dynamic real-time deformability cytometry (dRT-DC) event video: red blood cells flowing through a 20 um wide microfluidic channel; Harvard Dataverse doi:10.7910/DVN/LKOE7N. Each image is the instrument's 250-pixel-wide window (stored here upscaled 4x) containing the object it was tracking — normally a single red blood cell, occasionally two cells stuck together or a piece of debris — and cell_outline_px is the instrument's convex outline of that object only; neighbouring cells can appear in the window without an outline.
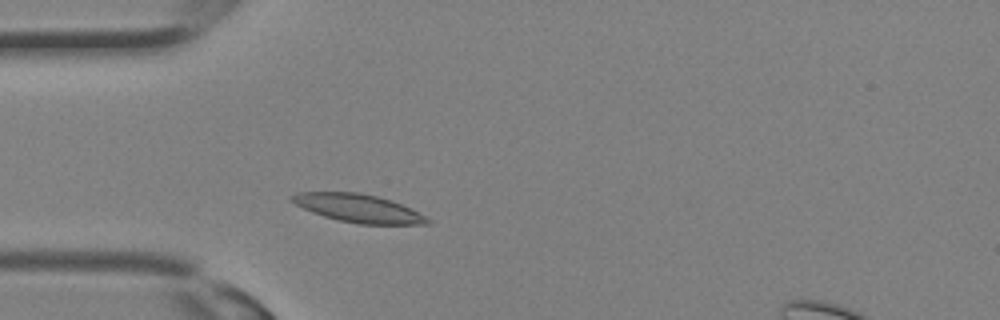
{"species": "Egyptian fruit bat (a non-hibernating species)", "species_latin": "Rousettus aegyptiacus", "temperature_condition": "room temperature", "stored_images_in_passage": 28, "segment_of_instrument_passage": [1, 2], "camera_frame_rate_fps": 3000, "um_per_image_px": 0.085, "animal": {"sex": "female"}, "frame": {"image": 1, "passage_image": 4, "time_ms": 1.0, "image_size_px": [1000, 320], "cell_outline_px": [[432, 224], [360, 224], [340, 220], [324, 216], [312, 212], [296, 204], [288, 196], [296, 192], [360, 192], [392, 200], [412, 208], [432, 220]], "centroid_in_image_um": [30.5, 17.69], "position_along_channel_um": 54.5, "area_um2": 22.25}}
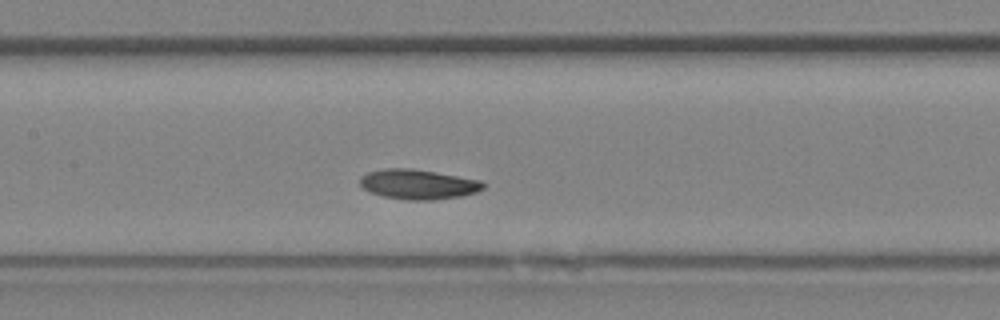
{"frame": {"image": 2, "passage_image": 10, "time_ms": 3.0, "image_size_px": [1000, 320], "cell_outline_px": [[484, 188], [476, 192], [460, 196], [432, 200], [404, 200], [384, 196], [368, 192], [360, 184], [360, 176], [368, 172], [384, 168], [412, 168], [480, 180], [484, 184]], "centroid_in_image_um": [35.5, 15.66], "position_along_channel_um": 171.9, "area_um2": 21.39}}
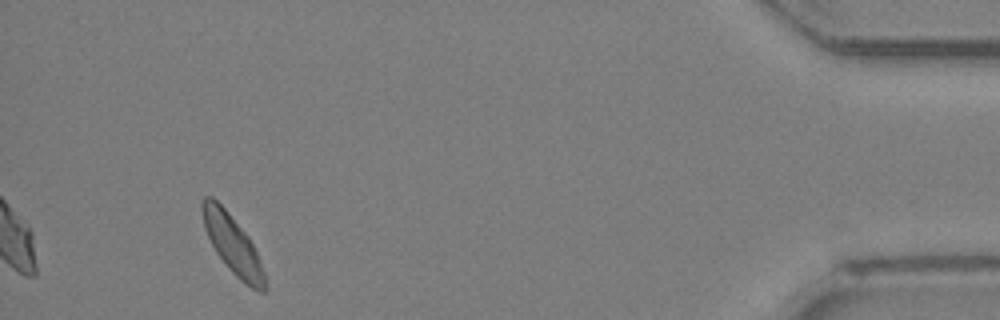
{"frame": {"image": 3, "passage_image": 25, "time_ms": 8.0, "image_size_px": [1000, 320], "cell_outline_px": [[264, 292], [260, 292], [244, 284], [228, 268], [216, 252], [204, 228], [200, 208], [200, 200], [204, 196], [212, 196], [224, 208], [248, 236], [256, 252], [264, 272]], "centroid_in_image_um": [19.71, 20.73], "position_along_channel_um": 415.5, "area_um2": 20.98}}